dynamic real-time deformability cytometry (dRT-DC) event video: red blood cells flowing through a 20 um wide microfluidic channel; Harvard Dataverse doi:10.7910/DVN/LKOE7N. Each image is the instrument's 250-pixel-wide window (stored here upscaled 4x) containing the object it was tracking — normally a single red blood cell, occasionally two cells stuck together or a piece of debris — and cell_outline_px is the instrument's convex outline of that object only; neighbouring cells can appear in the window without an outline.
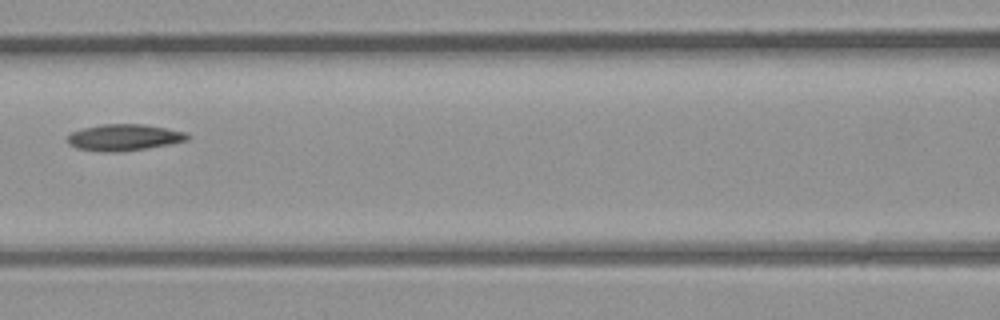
{"species": "common noctule bat (a hibernating species)", "species_latin": "Nyctalus noctula", "temperature_condition": "room temperature", "stored_images_in_passage": 5, "camera_frame_rate_fps": 3000, "um_per_image_px": 0.085, "animal": {"sex": "male", "body_mass_g": 23.1, "forearm_length_mm": 52.7}, "frame": {"image": 1, "passage_image": 5, "time_ms": 5.667, "image_size_px": [1000, 320], "cell_outline_px": [[188, 140], [172, 144], [148, 148], [120, 152], [104, 152], [76, 148], [68, 144], [68, 136], [72, 132], [84, 128], [100, 124], [144, 124], [184, 132], [188, 136]], "centroid_in_image_um": [10.53, 11.69], "position_along_channel_um": 156.1, "area_um2": 18.44}}